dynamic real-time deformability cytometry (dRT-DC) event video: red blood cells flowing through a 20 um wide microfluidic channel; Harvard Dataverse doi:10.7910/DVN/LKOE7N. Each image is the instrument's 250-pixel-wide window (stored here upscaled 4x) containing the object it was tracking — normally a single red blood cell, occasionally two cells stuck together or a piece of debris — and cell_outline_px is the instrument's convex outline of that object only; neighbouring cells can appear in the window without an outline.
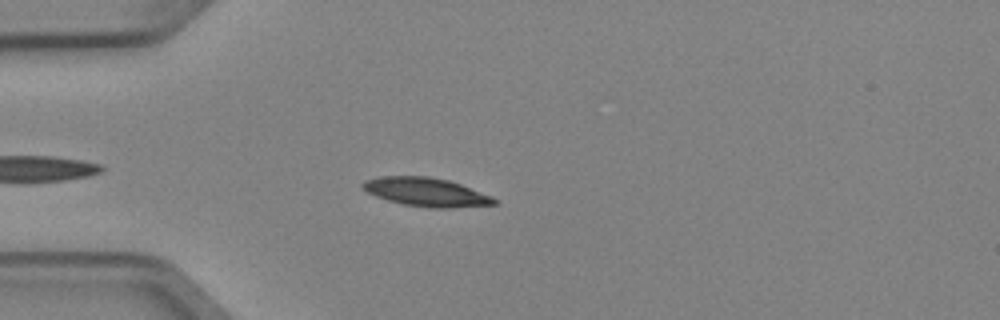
{"species": "Egyptian fruit bat (a non-hibernating species)", "species_latin": "Rousettus aegyptiacus", "temperature_condition": "cold", "stored_images_in_passage": 5, "camera_frame_rate_fps": 3000, "um_per_image_px": 0.085, "animal": {"sex": "female"}, "frame": {"image": 1, "passage_image": 4, "time_ms": 1.0, "image_size_px": [1000, 320], "cell_outline_px": [[500, 204], [452, 208], [428, 208], [404, 204], [388, 200], [376, 196], [368, 192], [360, 184], [364, 180], [380, 176], [428, 176], [448, 180], [460, 184], [492, 196], [500, 200]], "centroid_in_image_um": [36.27, 16.33], "position_along_channel_um": 48.7, "area_um2": 22.08}}